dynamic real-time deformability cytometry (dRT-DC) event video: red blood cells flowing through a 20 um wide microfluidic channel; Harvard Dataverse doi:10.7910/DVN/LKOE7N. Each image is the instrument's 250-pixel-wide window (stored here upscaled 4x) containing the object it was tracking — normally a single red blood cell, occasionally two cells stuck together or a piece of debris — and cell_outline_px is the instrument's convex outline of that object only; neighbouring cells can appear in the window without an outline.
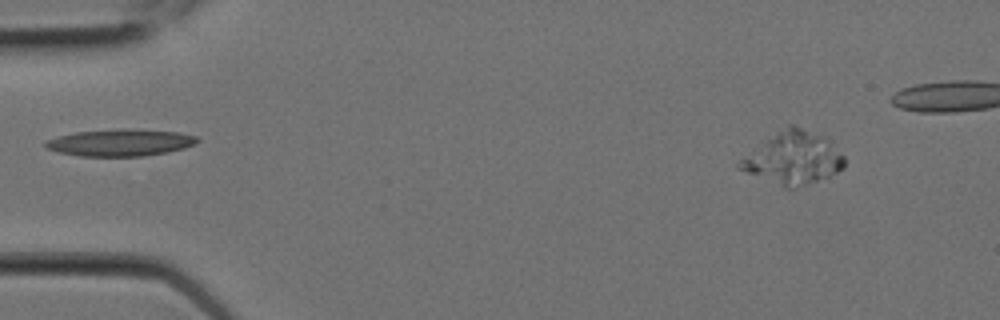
{"species": "Egyptian fruit bat (a non-hibernating species)", "species_latin": "Rousettus aegyptiacus", "temperature_condition": "room temperature", "stored_images_in_passage": 4, "camera_frame_rate_fps": 3000, "um_per_image_px": 0.085, "animal": {"sex": "female"}, "frame": {"image": 1, "passage_image": 1, "time_ms": 0.0, "image_size_px": [1000, 320], "cell_outline_px": [[200, 140], [184, 148], [168, 152], [144, 156], [80, 156], [56, 152], [44, 148], [44, 140], [76, 132], [128, 128], [180, 132], [196, 136]], "centroid_in_image_um": [10.19, 12.12], "position_along_channel_um": 74.8, "area_um2": 23.93}}
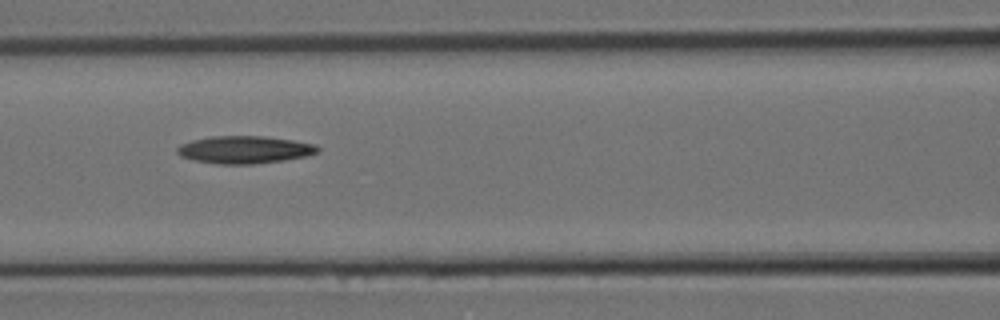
{"frame": {"image": 2, "passage_image": 3, "time_ms": 0.667, "image_size_px": [1000, 320], "cell_outline_px": [[320, 152], [308, 156], [284, 160], [252, 164], [216, 164], [196, 160], [180, 156], [176, 152], [176, 148], [180, 144], [192, 140], [212, 136], [264, 136], [292, 140], [316, 144], [320, 148]], "centroid_in_image_um": [20.81, 12.72], "position_along_channel_um": 145.8, "area_um2": 22.66}}
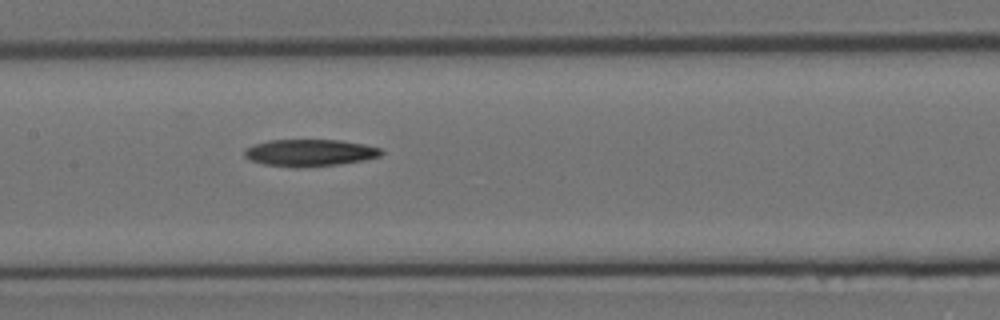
{"frame": {"image": 3, "passage_image": 4, "time_ms": 1.0, "image_size_px": [1000, 320], "cell_outline_px": [[384, 152], [380, 156], [364, 160], [340, 164], [300, 168], [292, 168], [264, 164], [252, 160], [244, 156], [244, 148], [252, 144], [268, 140], [340, 140], [364, 144], [380, 148]], "centroid_in_image_um": [26.31, 12.99], "position_along_channel_um": 181.1, "area_um2": 21.73}}